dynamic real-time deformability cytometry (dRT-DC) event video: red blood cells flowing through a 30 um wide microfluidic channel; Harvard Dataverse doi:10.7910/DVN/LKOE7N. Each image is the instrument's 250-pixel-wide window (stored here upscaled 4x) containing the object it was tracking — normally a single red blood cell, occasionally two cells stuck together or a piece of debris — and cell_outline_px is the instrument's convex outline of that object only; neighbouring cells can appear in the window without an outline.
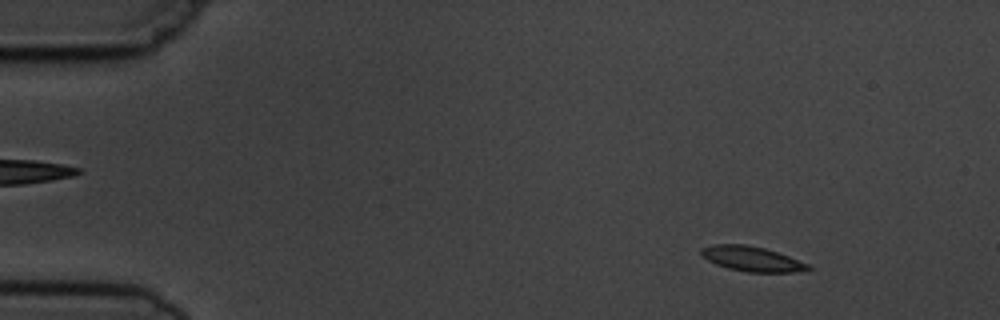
{"species": "common noctule bat (a hibernating species)", "species_latin": "Nyctalus noctula", "temperature_condition": "cold", "stored_images_in_passage": 4, "camera_frame_rate_fps": 3000, "um_per_image_px": 0.085, "animal": {"sex": "male", "body_mass_g": 19.5, "forearm_length_mm": 54.6}, "frame": {"image": 1, "passage_image": 1, "time_ms": 0.0, "image_size_px": [1000, 320], "cell_outline_px": [[812, 268], [792, 272], [748, 272], [728, 268], [716, 264], [708, 260], [700, 252], [700, 248], [712, 244], [744, 244], [764, 248], [812, 264]], "centroid_in_image_um": [63.91, 22.0], "position_along_channel_um": 21.1, "area_um2": 15.43}}